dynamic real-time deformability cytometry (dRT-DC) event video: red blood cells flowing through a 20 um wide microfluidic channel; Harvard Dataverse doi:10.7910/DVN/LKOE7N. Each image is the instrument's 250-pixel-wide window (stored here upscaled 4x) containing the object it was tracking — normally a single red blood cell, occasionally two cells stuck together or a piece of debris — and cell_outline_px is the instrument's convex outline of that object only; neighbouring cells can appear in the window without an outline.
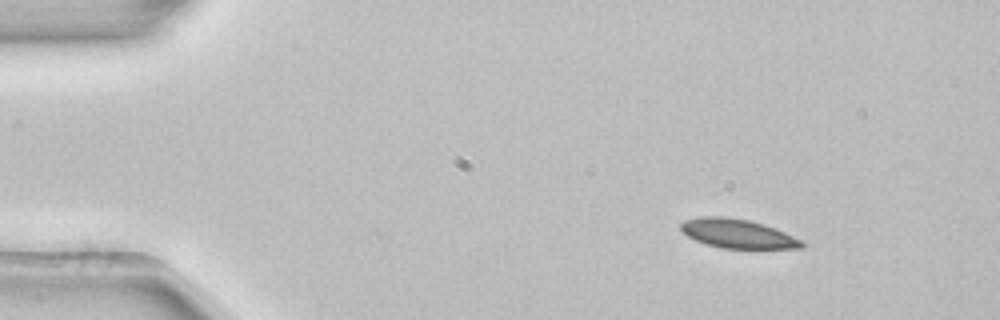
{"species": "common noctule bat (a hibernating species)", "species_latin": "Nyctalus noctula", "temperature_condition": "room temperature", "stored_images_in_passage": 6, "camera_frame_rate_fps": 3000, "um_per_image_px": 0.085, "animal": {"sex": "female", "body_mass_g": 22.7, "forearm_length_mm": 54.2}, "frame": {"image": 1, "passage_image": 6, "time_ms": 1.667, "image_size_px": [1000, 320], "cell_outline_px": [[804, 248], [720, 248], [696, 240], [688, 236], [680, 228], [680, 224], [684, 220], [700, 216], [724, 216], [748, 220], [764, 224], [804, 240]], "centroid_in_image_um": [62.71, 19.85], "position_along_channel_um": 22.3, "area_um2": 20.4}}